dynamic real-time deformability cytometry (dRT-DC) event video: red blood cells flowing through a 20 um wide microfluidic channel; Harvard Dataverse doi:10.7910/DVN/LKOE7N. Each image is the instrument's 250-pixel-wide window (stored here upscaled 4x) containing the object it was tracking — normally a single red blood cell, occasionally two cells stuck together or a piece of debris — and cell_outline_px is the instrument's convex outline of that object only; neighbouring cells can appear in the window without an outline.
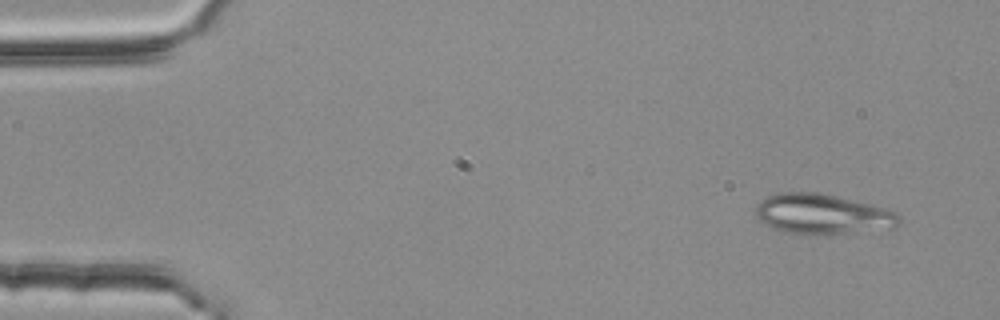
{"species": "common noctule bat (a hibernating species)", "species_latin": "Nyctalus noctula", "temperature_condition": "room temperature", "stored_images_in_passage": 4, "camera_frame_rate_fps": 3000, "um_per_image_px": 0.085, "animal": {"sex": "female", "body_mass_g": 25.1}, "frame": {"image": 1, "passage_image": 1, "time_ms": 0.0, "image_size_px": [1000, 320], "cell_outline_px": [[900, 220], [896, 228], [848, 232], [788, 232], [764, 224], [756, 216], [756, 208], [768, 196], [784, 192], [816, 192], [836, 196], [884, 208], [900, 216]], "centroid_in_image_um": [69.92, 18.17], "position_along_channel_um": 15.1, "area_um2": 32.14}}